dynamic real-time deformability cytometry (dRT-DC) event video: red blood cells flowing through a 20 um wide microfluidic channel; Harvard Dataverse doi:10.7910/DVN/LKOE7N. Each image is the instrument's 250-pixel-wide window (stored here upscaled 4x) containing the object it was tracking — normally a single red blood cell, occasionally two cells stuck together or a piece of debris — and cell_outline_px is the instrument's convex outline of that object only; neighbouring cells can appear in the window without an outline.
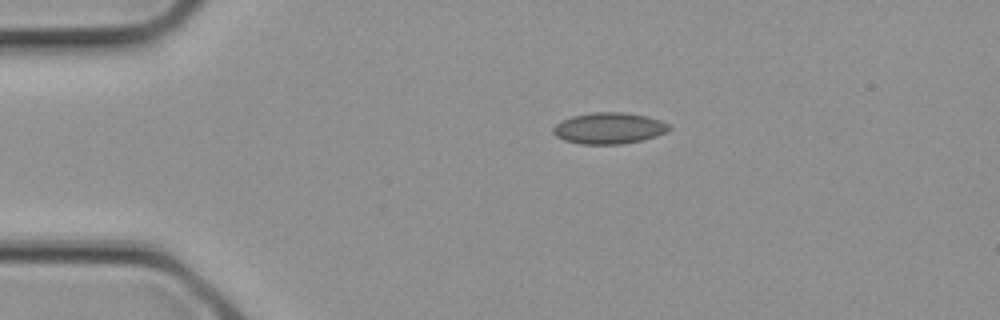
{"species": "common noctule bat (a hibernating species)", "species_latin": "Nyctalus noctula", "temperature_condition": "cold", "stored_images_in_passage": 4, "camera_frame_rate_fps": 3000, "um_per_image_px": 0.085, "animal": {"sex": "female", "body_mass_g": 21.9}, "frame": {"image": 1, "passage_image": 4, "time_ms": 1.0, "image_size_px": [1000, 320], "cell_outline_px": [[672, 128], [668, 132], [656, 136], [640, 140], [620, 144], [580, 144], [564, 140], [556, 136], [552, 132], [552, 128], [560, 120], [572, 116], [592, 112], [624, 112], [648, 116], [672, 124]], "centroid_in_image_um": [51.78, 10.89], "position_along_channel_um": 33.2, "area_um2": 21.39}}